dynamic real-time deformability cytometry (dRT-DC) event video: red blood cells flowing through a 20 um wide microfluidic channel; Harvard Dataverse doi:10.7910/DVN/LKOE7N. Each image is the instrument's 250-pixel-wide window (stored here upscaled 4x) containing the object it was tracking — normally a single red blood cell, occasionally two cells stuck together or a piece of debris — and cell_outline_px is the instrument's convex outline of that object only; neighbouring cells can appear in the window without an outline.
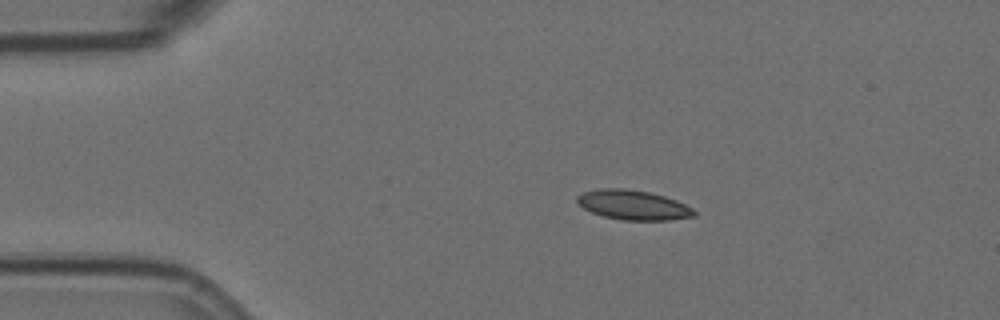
{"species": "Egyptian fruit bat (a non-hibernating species)", "species_latin": "Rousettus aegyptiacus", "temperature_condition": "room temperature", "stored_images_in_passage": 4, "camera_frame_rate_fps": 3000, "um_per_image_px": 0.085, "animal": {"sex": "female"}, "frame": {"image": 1, "passage_image": 2, "time_ms": 0.333, "image_size_px": [1000, 320], "cell_outline_px": [[696, 216], [668, 220], [620, 220], [604, 216], [592, 212], [584, 208], [576, 200], [576, 196], [584, 192], [600, 188], [624, 188], [648, 192], [664, 196], [676, 200], [692, 208], [696, 212]], "centroid_in_image_um": [53.82, 17.42], "position_along_channel_um": 31.2, "area_um2": 20.11}}